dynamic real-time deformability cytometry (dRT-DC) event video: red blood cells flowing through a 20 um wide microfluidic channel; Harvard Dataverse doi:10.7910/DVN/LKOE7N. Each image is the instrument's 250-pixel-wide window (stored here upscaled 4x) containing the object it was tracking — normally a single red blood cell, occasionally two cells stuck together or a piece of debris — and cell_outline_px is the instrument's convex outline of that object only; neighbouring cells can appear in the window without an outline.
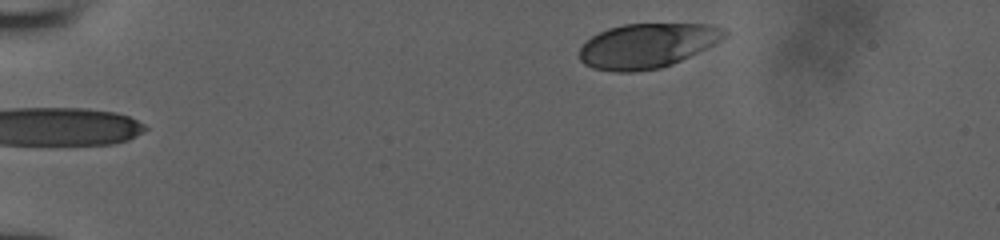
{"species": "human", "species_latin": "Homo sapiens", "temperature_condition": "room temperature", "stored_images_in_passage": 37, "camera_frame_rate_fps": 3000, "um_per_image_px": 0.085, "donor": {"sex": "male"}, "frame": {"image": 1, "passage_image": 1, "time_ms": 0.0, "image_size_px": [1000, 240], "cell_outline_px": [[728, 36], [672, 64], [660, 68], [636, 72], [616, 72], [592, 68], [584, 64], [580, 60], [580, 48], [592, 36], [608, 28], [624, 24], [708, 24], [724, 28], [728, 32]], "centroid_in_image_um": [54.99, 3.88], "position_along_channel_um": 30.0, "area_um2": 37.45}}
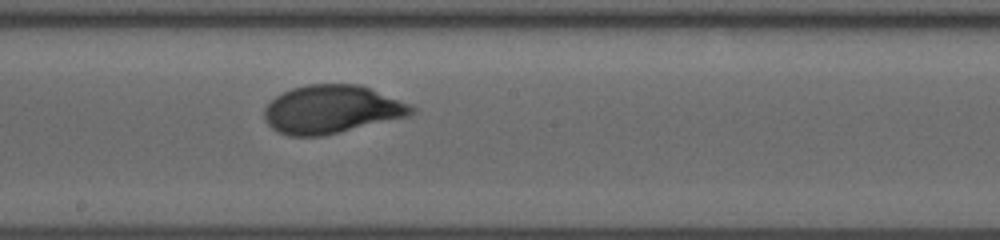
{"frame": {"image": 2, "passage_image": 22, "time_ms": 7.0, "image_size_px": [1000, 240], "cell_outline_px": [[416, 112], [408, 116], [320, 136], [288, 136], [276, 132], [264, 120], [264, 108], [276, 96], [292, 88], [308, 84], [360, 84], [412, 104], [416, 108]], "centroid_in_image_um": [28.19, 9.29], "position_along_channel_um": 220.0, "area_um2": 41.33}}
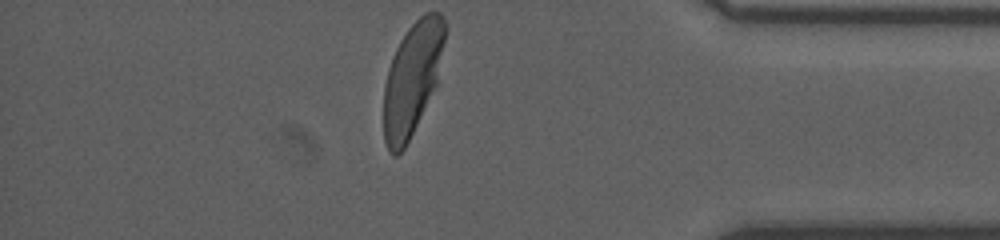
{"frame": {"image": 3, "passage_image": 37, "time_ms": 12.0, "image_size_px": [1000, 240], "cell_outline_px": [[448, 28], [436, 84], [404, 148], [396, 156], [392, 156], [388, 152], [384, 140], [384, 88], [388, 68], [392, 56], [400, 40], [408, 28], [424, 12], [440, 12], [444, 16]], "centroid_in_image_um": [35.05, 6.62], "position_along_channel_um": 400.2, "area_um2": 40.11}}